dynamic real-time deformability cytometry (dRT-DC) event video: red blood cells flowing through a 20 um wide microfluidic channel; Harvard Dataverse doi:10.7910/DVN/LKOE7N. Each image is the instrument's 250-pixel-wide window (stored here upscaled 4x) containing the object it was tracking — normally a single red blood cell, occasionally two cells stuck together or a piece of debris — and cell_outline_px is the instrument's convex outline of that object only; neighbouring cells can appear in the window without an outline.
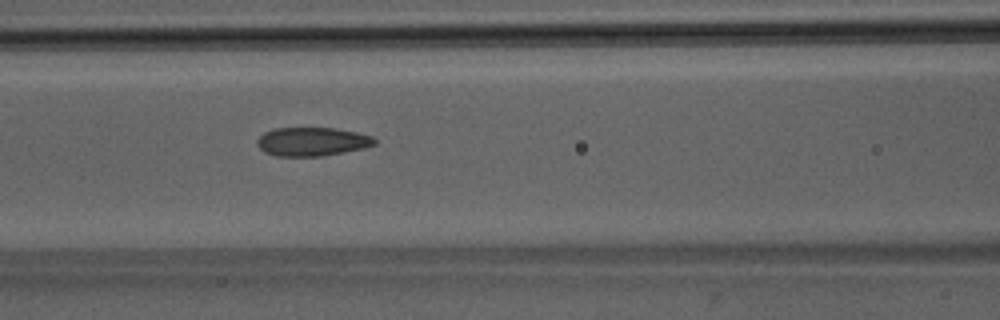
{"species": "Egyptian fruit bat (a non-hibernating species)", "species_latin": "Rousettus aegyptiacus", "temperature_condition": "room temperature", "stored_images_in_passage": 51, "camera_frame_rate_fps": 3000, "um_per_image_px": 0.085, "animal": {"sex": "male"}, "frame": {"image": 1, "passage_image": 22, "time_ms": 7.0, "image_size_px": [1000, 320], "cell_outline_px": [[376, 144], [364, 148], [344, 152], [320, 156], [276, 156], [264, 152], [256, 144], [256, 140], [264, 132], [272, 128], [332, 128], [356, 132], [372, 136], [376, 140]], "centroid_in_image_um": [26.5, 12.04], "position_along_channel_um": 140.1, "area_um2": 19.65}}
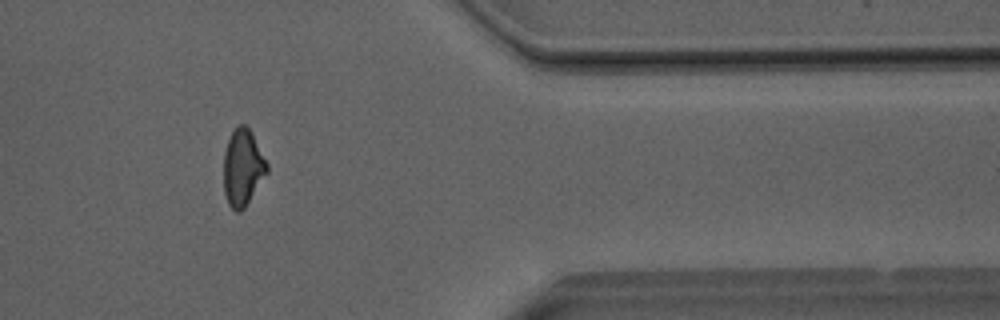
{"frame": {"image": 2, "passage_image": 42, "time_ms": 13.667, "image_size_px": [1000, 320], "cell_outline_px": [[268, 172], [244, 208], [240, 212], [236, 212], [228, 204], [224, 192], [224, 152], [228, 140], [232, 132], [240, 124], [244, 124], [252, 132], [268, 164]], "centroid_in_image_um": [20.64, 14.25], "position_along_channel_um": 390.8, "area_um2": 19.25}}
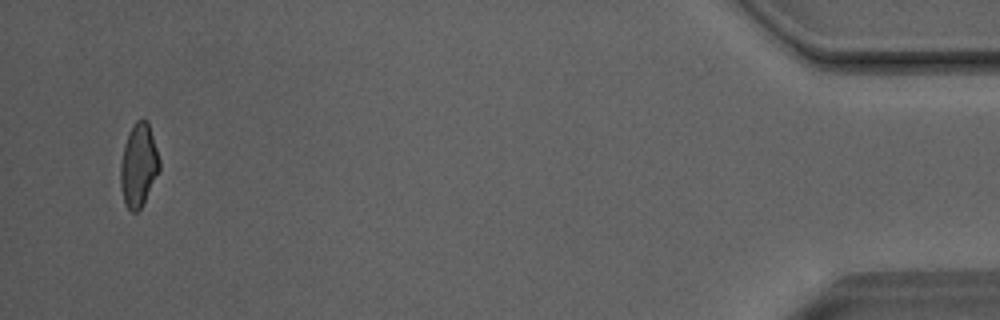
{"frame": {"image": 3, "passage_image": 49, "time_ms": 16.0, "image_size_px": [1000, 320], "cell_outline_px": [[160, 168], [140, 208], [136, 212], [132, 212], [124, 204], [120, 188], [120, 164], [124, 144], [128, 132], [136, 120], [144, 116], [148, 120], [160, 160]], "centroid_in_image_um": [11.76, 13.98], "position_along_channel_um": 423.4, "area_um2": 18.96}, "authors_computed_cell_mechanics": {"area_um2": 19.941, "velocity_mm_per_s": 4.0739, "shape_relaxation_time_tau1_ms": 5.2807, "shape_relaxation_time_tau2_ms": 1.706, "deformation_change_tau1": 0.1435, "deformation_change_tau2": 0.0725}}